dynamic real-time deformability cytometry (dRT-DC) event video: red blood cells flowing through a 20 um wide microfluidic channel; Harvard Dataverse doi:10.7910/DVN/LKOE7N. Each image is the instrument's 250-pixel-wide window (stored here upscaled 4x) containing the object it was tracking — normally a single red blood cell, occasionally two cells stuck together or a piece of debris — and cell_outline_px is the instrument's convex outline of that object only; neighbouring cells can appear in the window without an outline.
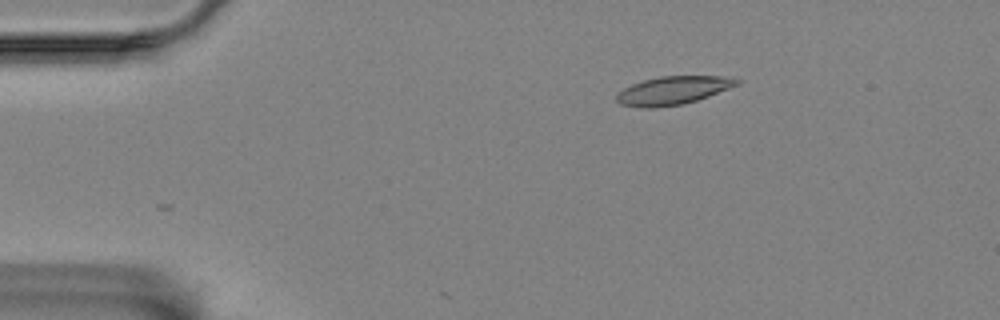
{"species": "Egyptian fruit bat (a non-hibernating species)", "species_latin": "Rousettus aegyptiacus", "temperature_condition": "room temperature", "stored_images_in_passage": 8, "camera_frame_rate_fps": 3000, "um_per_image_px": 0.085, "animal": {"sex": "female"}, "frame": {"image": 1, "passage_image": 1, "time_ms": 0.0, "image_size_px": [1000, 320], "cell_outline_px": [[740, 84], [708, 96], [684, 104], [656, 108], [640, 108], [620, 104], [616, 100], [616, 96], [624, 88], [632, 84], [644, 80], [660, 76], [724, 76], [740, 80]], "centroid_in_image_um": [57.19, 7.69], "position_along_channel_um": 27.8, "area_um2": 19.77}}